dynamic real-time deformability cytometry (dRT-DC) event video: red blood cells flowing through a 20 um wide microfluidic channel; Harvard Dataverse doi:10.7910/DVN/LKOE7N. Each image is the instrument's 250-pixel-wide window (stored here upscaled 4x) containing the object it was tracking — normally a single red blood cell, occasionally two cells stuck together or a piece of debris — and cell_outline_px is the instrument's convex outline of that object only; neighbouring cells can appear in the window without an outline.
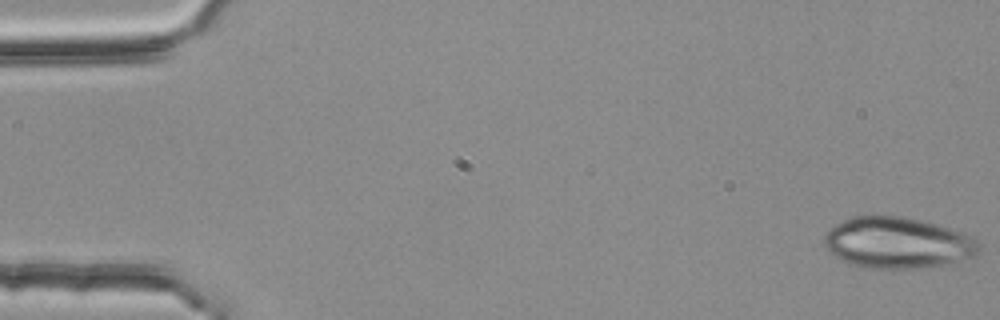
{"species": "common noctule bat (a hibernating species)", "species_latin": "Nyctalus noctula", "temperature_condition": "room temperature", "stored_images_in_passage": 52, "camera_frame_rate_fps": 3000, "um_per_image_px": 0.085, "animal": {"sex": "female", "body_mass_g": 25.1}, "frame": {"image": 1, "passage_image": 1, "time_ms": 0.0, "image_size_px": [1000, 320], "cell_outline_px": [[980, 248], [976, 256], [944, 264], [920, 268], [868, 268], [852, 264], [836, 256], [824, 244], [824, 236], [836, 224], [852, 216], [876, 212], [904, 216], [936, 224], [960, 232], [976, 240], [980, 244]], "centroid_in_image_um": [76.28, 20.59], "position_along_channel_um": 8.7, "area_um2": 46.24}}
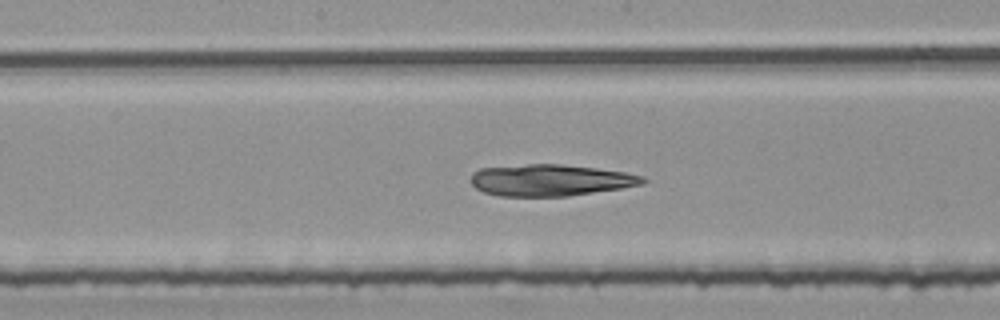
{"frame": {"image": 2, "passage_image": 28, "time_ms": 9.0, "image_size_px": [1000, 320], "cell_outline_px": [[648, 180], [644, 184], [620, 188], [568, 196], [500, 196], [484, 192], [476, 188], [472, 184], [472, 172], [480, 168], [528, 164], [560, 164], [596, 168], [624, 172], [644, 176]], "centroid_in_image_um": [46.79, 15.31], "position_along_channel_um": 201.4, "area_um2": 31.56}}
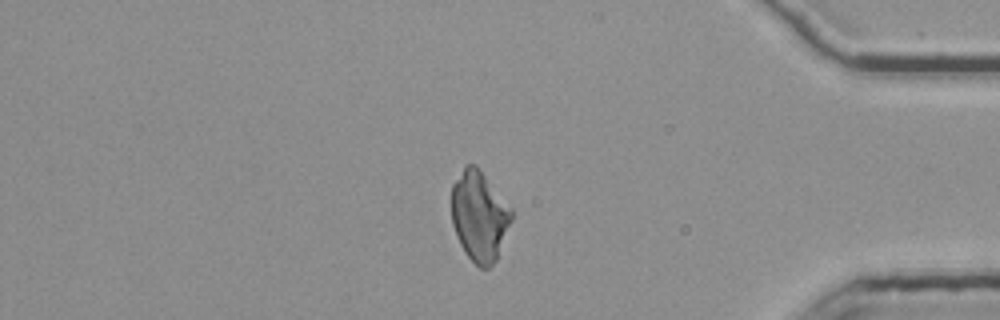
{"frame": {"image": 3, "passage_image": 46, "time_ms": 15.0, "image_size_px": [1000, 320], "cell_outline_px": [[512, 220], [496, 260], [488, 268], [480, 268], [468, 256], [460, 244], [452, 224], [452, 184], [464, 164], [476, 164], [512, 208]], "centroid_in_image_um": [40.74, 18.33], "position_along_channel_um": 394.5, "area_um2": 31.5}}